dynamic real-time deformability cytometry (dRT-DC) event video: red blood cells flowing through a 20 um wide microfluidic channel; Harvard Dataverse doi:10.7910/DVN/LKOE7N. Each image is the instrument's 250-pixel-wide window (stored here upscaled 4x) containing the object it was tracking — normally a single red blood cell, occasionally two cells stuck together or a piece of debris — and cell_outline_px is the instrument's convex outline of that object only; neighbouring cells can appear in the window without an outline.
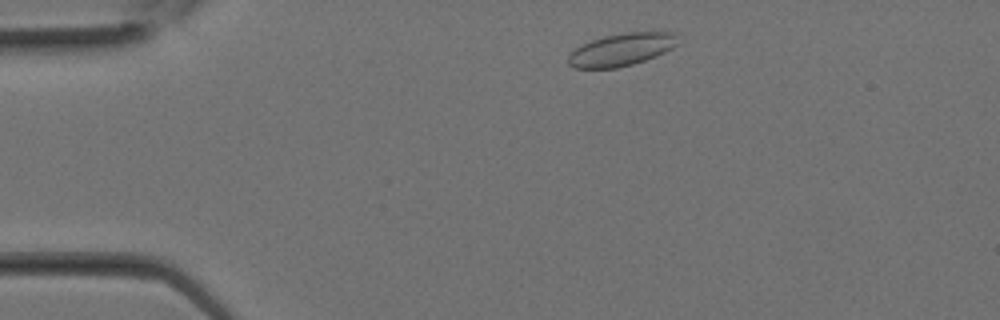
{"species": "Egyptian fruit bat (a non-hibernating species)", "species_latin": "Rousettus aegyptiacus", "temperature_condition": "room temperature", "stored_images_in_passage": 11, "camera_frame_rate_fps": 3000, "um_per_image_px": 0.085, "animal": {"sex": "female"}, "frame": {"image": 1, "passage_image": 2, "time_ms": 0.333, "image_size_px": [1000, 320], "cell_outline_px": [[676, 44], [672, 48], [656, 56], [632, 64], [616, 68], [572, 68], [568, 64], [568, 56], [576, 48], [592, 40], [604, 36], [624, 32], [676, 32]], "centroid_in_image_um": [52.81, 4.22], "position_along_channel_um": 32.2, "area_um2": 20.58}}
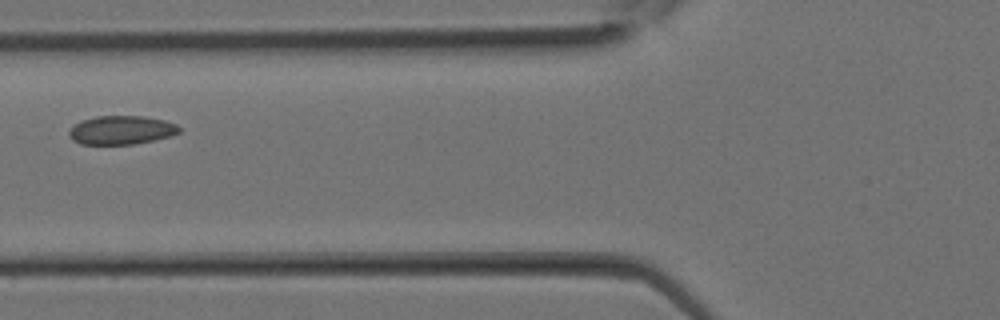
{"frame": {"image": 2, "passage_image": 8, "time_ms": 2.333, "image_size_px": [1000, 320], "cell_outline_px": [[180, 132], [168, 136], [152, 140], [132, 144], [80, 144], [72, 140], [68, 136], [68, 132], [80, 120], [96, 116], [144, 116], [164, 120], [176, 124], [180, 128]], "centroid_in_image_um": [10.28, 11.05], "position_along_channel_um": 115.5, "area_um2": 18.32}}
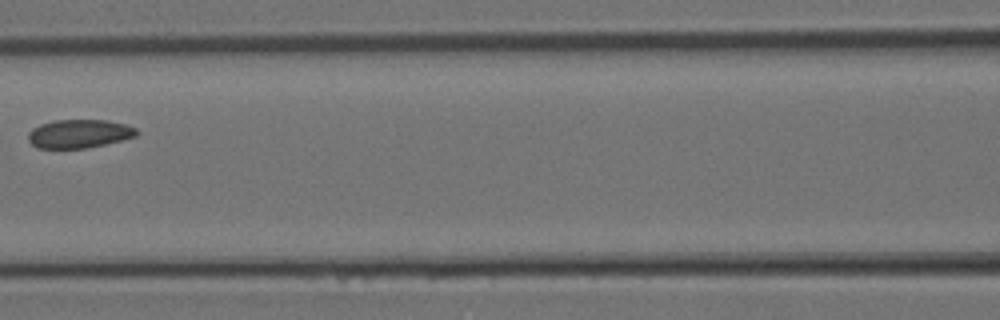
{"frame": {"image": 3, "passage_image": 10, "time_ms": 3.0, "image_size_px": [1000, 320], "cell_outline_px": [[140, 132], [136, 136], [88, 148], [36, 148], [28, 140], [28, 132], [32, 128], [40, 124], [56, 120], [108, 120], [124, 124], [136, 128]], "centroid_in_image_um": [6.71, 11.36], "position_along_channel_um": 159.9, "area_um2": 18.03}}